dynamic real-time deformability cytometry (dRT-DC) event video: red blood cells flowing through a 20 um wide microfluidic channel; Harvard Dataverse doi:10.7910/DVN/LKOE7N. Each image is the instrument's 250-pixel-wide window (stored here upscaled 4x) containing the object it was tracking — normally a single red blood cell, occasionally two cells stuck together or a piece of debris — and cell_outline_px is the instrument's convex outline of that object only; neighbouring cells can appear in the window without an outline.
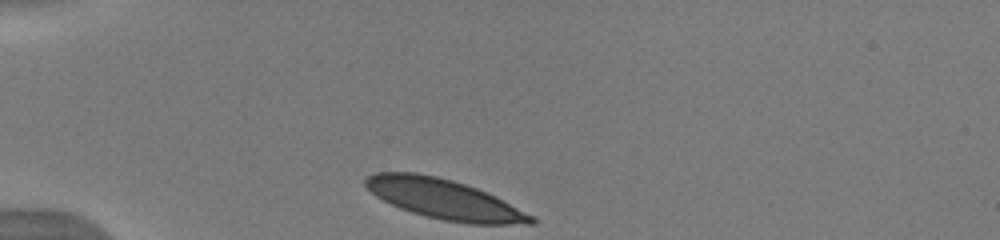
{"species": "human", "species_latin": "Homo sapiens", "temperature_condition": "warm", "stored_images_in_passage": 33, "camera_frame_rate_fps": 3000, "um_per_image_px": 0.085, "donor": {"sex": "male"}, "frame": {"image": 1, "passage_image": 1, "time_ms": 0.0, "image_size_px": [1000, 240], "cell_outline_px": [[536, 224], [468, 224], [444, 220], [412, 212], [400, 208], [376, 196], [364, 184], [364, 180], [368, 176], [376, 172], [416, 172], [436, 176], [452, 180], [476, 188], [536, 216]], "centroid_in_image_um": [37.78, 16.93], "position_along_channel_um": 47.2, "area_um2": 38.09}}
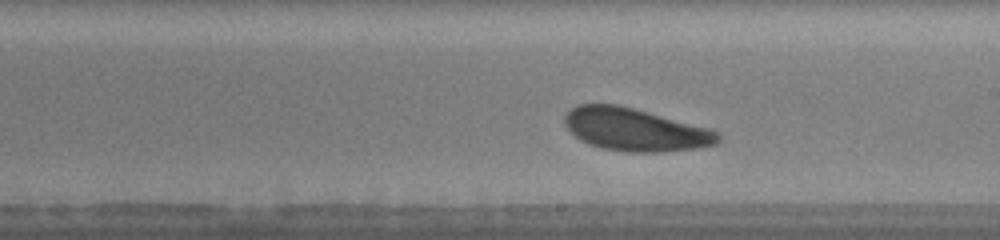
{"frame": {"image": 2, "passage_image": 18, "time_ms": 5.667, "image_size_px": [1000, 240], "cell_outline_px": [[720, 140], [716, 144], [696, 148], [660, 152], [628, 152], [604, 148], [588, 144], [580, 140], [564, 124], [564, 116], [572, 108], [580, 104], [620, 104], [712, 128], [720, 132]], "centroid_in_image_um": [54.03, 11.0], "position_along_channel_um": 235.0, "area_um2": 38.44}}
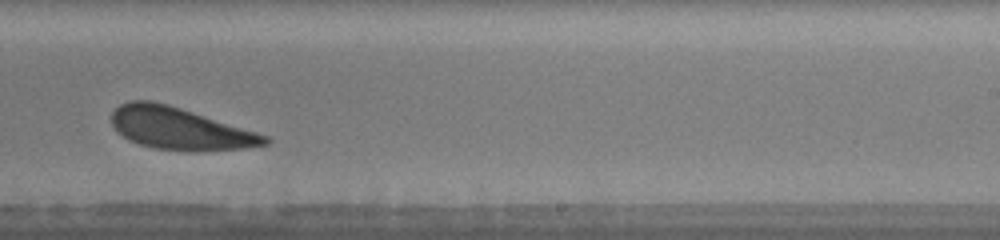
{"frame": {"image": 3, "passage_image": 21, "time_ms": 6.667, "image_size_px": [1000, 240], "cell_outline_px": [[272, 140], [268, 144], [248, 148], [196, 152], [188, 152], [152, 148], [140, 144], [124, 136], [112, 124], [112, 112], [120, 104], [128, 100], [152, 100], [168, 104], [256, 132], [268, 136]], "centroid_in_image_um": [15.31, 10.94], "position_along_channel_um": 273.7, "area_um2": 37.57}, "authors_computed_cell_mechanics": {"area_um2": 38.437, "velocity_mm_per_s": 3.8859, "shape_relaxation_time_tau1_ms": 1.8146, "shape_relaxation_time_tau2_ms": null, "deformation_change_tau1": 0.1006, "deformation_change_tau2": null}}